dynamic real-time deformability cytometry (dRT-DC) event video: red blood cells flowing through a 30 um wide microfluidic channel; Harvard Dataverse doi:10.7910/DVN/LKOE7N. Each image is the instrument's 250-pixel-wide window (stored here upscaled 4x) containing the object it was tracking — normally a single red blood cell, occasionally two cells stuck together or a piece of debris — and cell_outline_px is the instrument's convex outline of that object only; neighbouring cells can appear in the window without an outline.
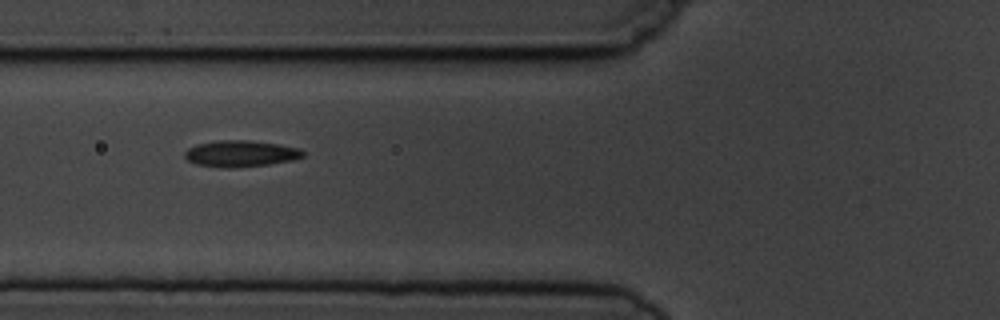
{"species": "common noctule bat (a hibernating species)", "species_latin": "Nyctalus noctula", "temperature_condition": "cold", "stored_images_in_passage": 8, "camera_frame_rate_fps": 3000, "um_per_image_px": 0.085, "animal": {"sex": "male", "body_mass_g": 19.5, "forearm_length_mm": 54.6}, "frame": {"image": 1, "passage_image": 8, "time_ms": 8.0, "image_size_px": [1000, 320], "cell_outline_px": [[304, 156], [292, 160], [268, 164], [232, 168], [224, 168], [196, 164], [188, 160], [184, 156], [184, 152], [188, 148], [196, 144], [216, 140], [248, 140], [280, 144], [300, 148], [304, 152]], "centroid_in_image_um": [20.44, 13.05], "position_along_channel_um": 105.4, "area_um2": 18.26}}